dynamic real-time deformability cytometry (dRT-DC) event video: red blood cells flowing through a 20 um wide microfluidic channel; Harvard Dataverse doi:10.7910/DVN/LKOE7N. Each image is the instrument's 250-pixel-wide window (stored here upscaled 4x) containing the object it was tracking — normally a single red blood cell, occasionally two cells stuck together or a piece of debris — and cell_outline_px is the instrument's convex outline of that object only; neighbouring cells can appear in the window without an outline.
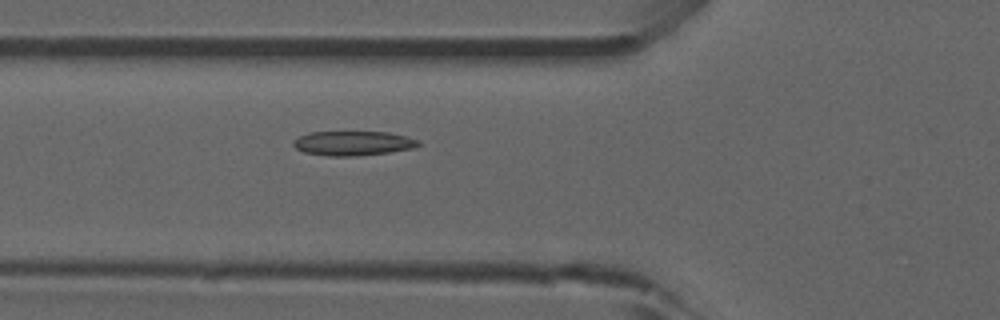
{"species": "common noctule bat (a hibernating species)", "species_latin": "Nyctalus noctula", "temperature_condition": "room temperature", "stored_images_in_passage": 34, "camera_frame_rate_fps": 3000, "um_per_image_px": 0.085, "animal": {"sex": "male", "forearm_length_mm": 52.5}, "frame": {"image": 1, "passage_image": 6, "time_ms": 1.667, "image_size_px": [1000, 320], "cell_outline_px": [[420, 144], [412, 148], [388, 152], [356, 156], [328, 156], [304, 152], [296, 148], [292, 144], [292, 140], [308, 132], [388, 132], [408, 136], [420, 140]], "centroid_in_image_um": [30.0, 12.17], "position_along_channel_um": 95.8, "area_um2": 17.86}}
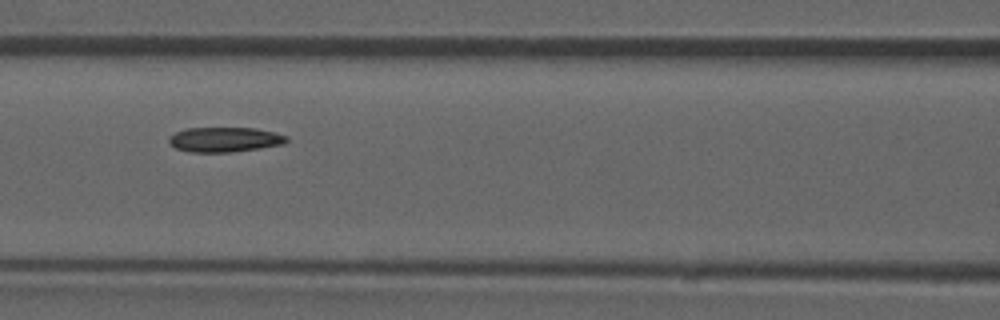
{"frame": {"image": 2, "passage_image": 10, "time_ms": 3.0, "image_size_px": [1000, 320], "cell_outline_px": [[288, 140], [284, 144], [260, 148], [232, 152], [188, 152], [176, 148], [168, 144], [168, 136], [176, 132], [188, 128], [256, 128], [276, 132], [288, 136]], "centroid_in_image_um": [19.1, 11.86], "position_along_channel_um": 147.5, "area_um2": 17.22}}